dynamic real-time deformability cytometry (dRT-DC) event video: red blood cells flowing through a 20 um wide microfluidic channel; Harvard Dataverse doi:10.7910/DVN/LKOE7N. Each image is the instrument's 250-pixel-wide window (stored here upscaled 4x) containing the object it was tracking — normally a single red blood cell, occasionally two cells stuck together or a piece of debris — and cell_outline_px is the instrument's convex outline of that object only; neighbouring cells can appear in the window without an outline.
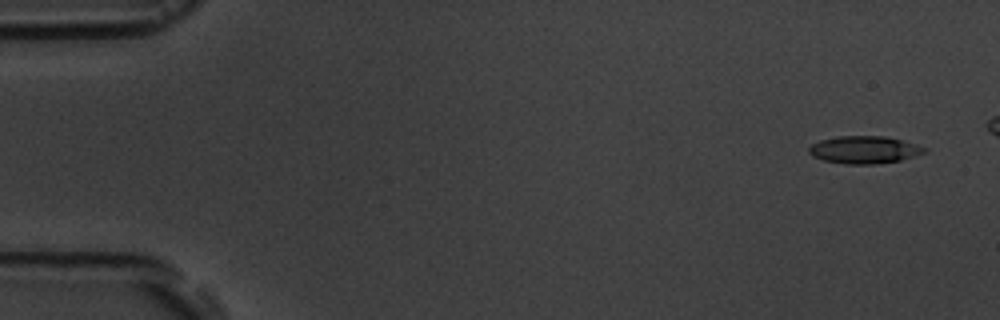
{"species": "common noctule bat (a hibernating species)", "species_latin": "Nyctalus noctula", "temperature_condition": "room temperature", "stored_images_in_passage": 5, "camera_frame_rate_fps": 3000, "um_per_image_px": 0.085, "animal": {"sex": "male", "body_mass_g": 19.5, "forearm_length_mm": 54.6}, "frame": {"image": 1, "passage_image": 1, "time_ms": 0.0, "image_size_px": [1000, 320], "cell_outline_px": [[928, 152], [900, 160], [876, 164], [844, 164], [824, 160], [812, 156], [808, 152], [808, 148], [812, 144], [820, 140], [836, 136], [884, 136], [900, 140], [928, 148]], "centroid_in_image_um": [73.45, 12.73], "position_along_channel_um": 11.6, "area_um2": 18.5}}